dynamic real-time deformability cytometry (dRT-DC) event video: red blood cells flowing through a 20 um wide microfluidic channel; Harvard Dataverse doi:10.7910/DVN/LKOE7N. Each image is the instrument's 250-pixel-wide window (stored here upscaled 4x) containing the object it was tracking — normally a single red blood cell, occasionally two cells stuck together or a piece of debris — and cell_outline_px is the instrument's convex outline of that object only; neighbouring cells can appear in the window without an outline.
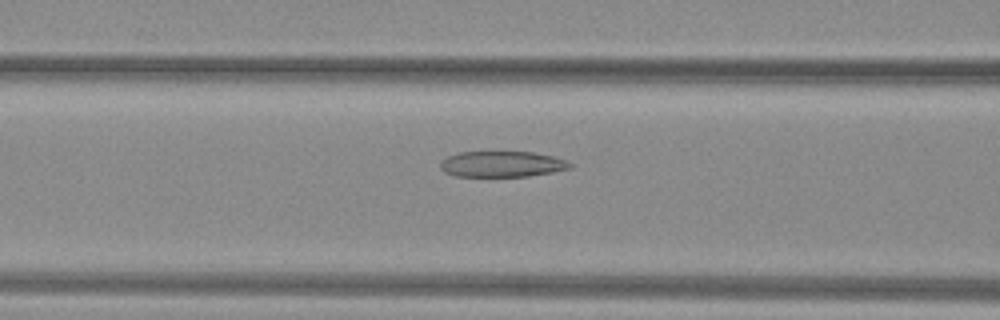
{"species": "common noctule bat (a hibernating species)", "species_latin": "Nyctalus noctula", "temperature_condition": "warm", "stored_images_in_passage": 41, "camera_frame_rate_fps": 3000, "um_per_image_px": 0.085, "animal": {"sex": "female", "body_mass_g": 29.2, "forearm_length_mm": 56.3}, "frame": {"image": 1, "passage_image": 16, "time_ms": 5.0, "image_size_px": [1000, 320], "cell_outline_px": [[572, 168], [552, 172], [528, 176], [456, 176], [444, 172], [440, 168], [440, 160], [448, 156], [460, 152], [532, 152], [552, 156], [568, 160], [572, 164]], "centroid_in_image_um": [42.67, 13.95], "position_along_channel_um": 123.9, "area_um2": 19.54}}
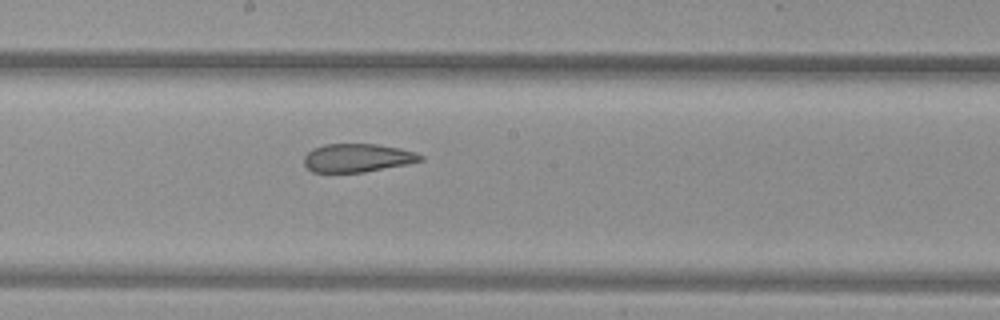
{"frame": {"image": 2, "passage_image": 23, "time_ms": 7.333, "image_size_px": [1000, 320], "cell_outline_px": [[424, 160], [408, 164], [364, 172], [312, 172], [304, 164], [304, 156], [312, 148], [324, 144], [376, 144], [400, 148], [416, 152], [424, 156]], "centroid_in_image_um": [30.4, 13.41], "position_along_channel_um": 217.8, "area_um2": 19.36}}
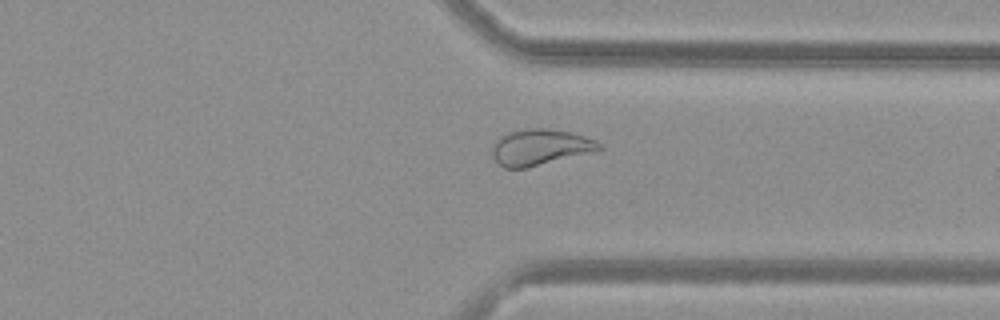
{"frame": {"image": 3, "passage_image": 34, "time_ms": 11.0, "image_size_px": [1000, 320], "cell_outline_px": [[604, 148], [600, 152], [528, 168], [504, 168], [496, 160], [492, 152], [492, 148], [496, 140], [500, 136], [508, 132], [528, 128], [544, 128], [572, 132], [596, 140], [604, 144]], "centroid_in_image_um": [46.03, 12.53], "position_along_channel_um": 365.4, "area_um2": 23.12}}